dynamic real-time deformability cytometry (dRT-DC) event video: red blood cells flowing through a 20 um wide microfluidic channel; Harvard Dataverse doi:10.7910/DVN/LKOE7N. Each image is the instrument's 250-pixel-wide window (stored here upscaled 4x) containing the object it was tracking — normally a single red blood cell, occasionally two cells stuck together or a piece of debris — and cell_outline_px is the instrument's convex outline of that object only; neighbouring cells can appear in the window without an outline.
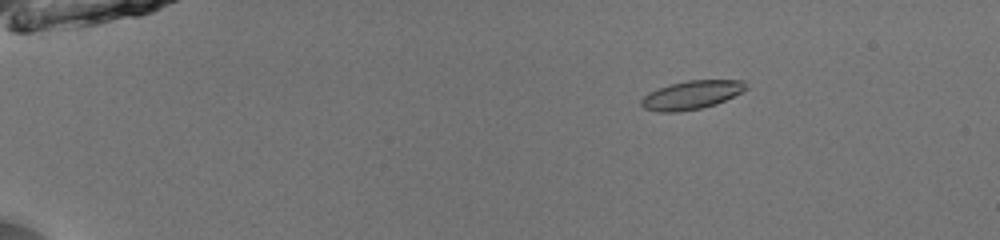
{"species": "common noctule bat (a hibernating species)", "species_latin": "Nyctalus noctula", "temperature_condition": "room temperature", "stored_images_in_passage": 52, "camera_frame_rate_fps": 3000, "um_per_image_px": 0.085, "animal": {"sex": "male", "body_mass_g": 13.0, "forearm_length_mm": 53.1}, "frame": {"image": 1, "passage_image": 10, "time_ms": 3.0, "image_size_px": [1000, 240], "cell_outline_px": [[748, 88], [716, 104], [700, 108], [680, 112], [656, 112], [644, 108], [640, 104], [640, 100], [644, 96], [660, 88], [672, 84], [688, 80], [744, 80]], "centroid_in_image_um": [58.77, 8.08], "position_along_channel_um": 26.2, "area_um2": 17.17}}
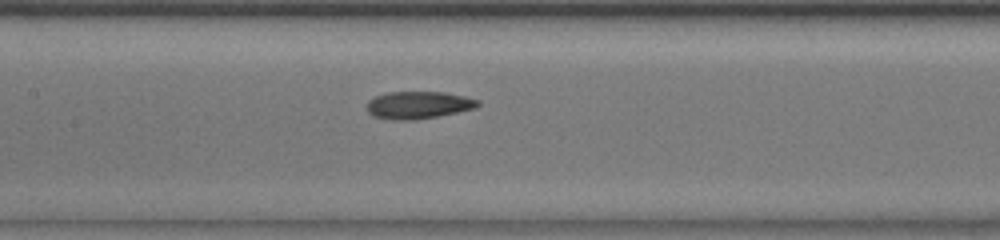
{"frame": {"image": 2, "passage_image": 28, "time_ms": 9.0, "image_size_px": [1000, 240], "cell_outline_px": [[480, 104], [476, 108], [416, 120], [392, 120], [376, 116], [368, 112], [368, 100], [376, 96], [388, 92], [444, 92], [464, 96], [480, 100]], "centroid_in_image_um": [35.58, 8.92], "position_along_channel_um": 171.8, "area_um2": 17.57}}
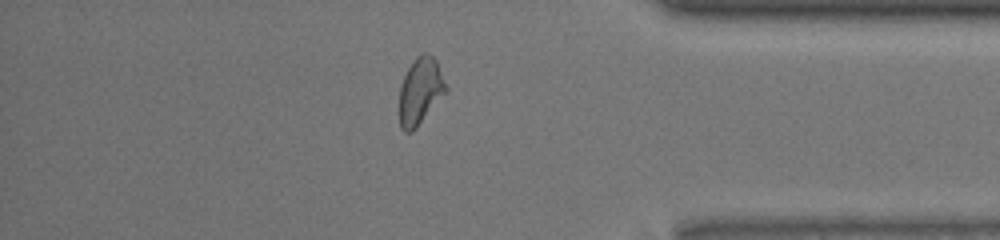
{"frame": {"image": 3, "passage_image": 46, "time_ms": 15.0, "image_size_px": [1000, 240], "cell_outline_px": [[448, 92], [416, 128], [412, 132], [404, 132], [400, 128], [400, 84], [408, 68], [416, 56], [420, 52], [424, 52], [432, 56], [436, 60], [448, 88]], "centroid_in_image_um": [35.74, 7.75], "position_along_channel_um": 399.5, "area_um2": 18.32}, "authors_computed_cell_mechanics": {"area_um2": 17.5134, "velocity_mm_per_s": 4.0533, "shape_relaxation_time_tau1_ms": 6.9525, "shape_relaxation_time_tau2_ms": 1.3704, "deformation_change_tau1": 0.2109, "deformation_change_tau2": 0.0717}}